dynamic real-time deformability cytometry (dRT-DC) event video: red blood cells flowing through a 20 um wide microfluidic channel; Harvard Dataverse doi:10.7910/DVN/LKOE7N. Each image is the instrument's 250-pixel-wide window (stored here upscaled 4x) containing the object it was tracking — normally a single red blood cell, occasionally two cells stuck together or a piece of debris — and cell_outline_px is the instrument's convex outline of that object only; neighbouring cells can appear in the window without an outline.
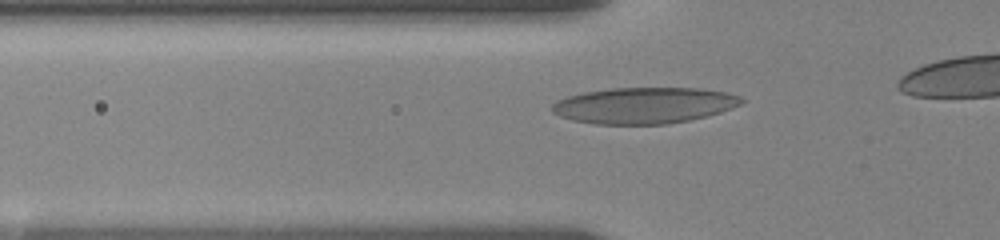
{"species": "human", "species_latin": "Homo sapiens", "temperature_condition": "room temperature", "stored_images_in_passage": 18, "camera_frame_rate_fps": 3000, "um_per_image_px": 0.085, "donor": {"sex": "female"}, "frame": {"image": 1, "passage_image": 17, "time_ms": 4.0, "image_size_px": [1000, 240], "cell_outline_px": [[744, 100], [740, 104], [732, 108], [720, 112], [688, 120], [664, 124], [596, 124], [572, 120], [560, 116], [552, 112], [548, 108], [556, 100], [568, 96], [584, 92], [608, 88], [700, 88], [728, 92], [740, 96]], "centroid_in_image_um": [54.71, 8.95], "position_along_channel_um": 71.1, "area_um2": 40.0}}